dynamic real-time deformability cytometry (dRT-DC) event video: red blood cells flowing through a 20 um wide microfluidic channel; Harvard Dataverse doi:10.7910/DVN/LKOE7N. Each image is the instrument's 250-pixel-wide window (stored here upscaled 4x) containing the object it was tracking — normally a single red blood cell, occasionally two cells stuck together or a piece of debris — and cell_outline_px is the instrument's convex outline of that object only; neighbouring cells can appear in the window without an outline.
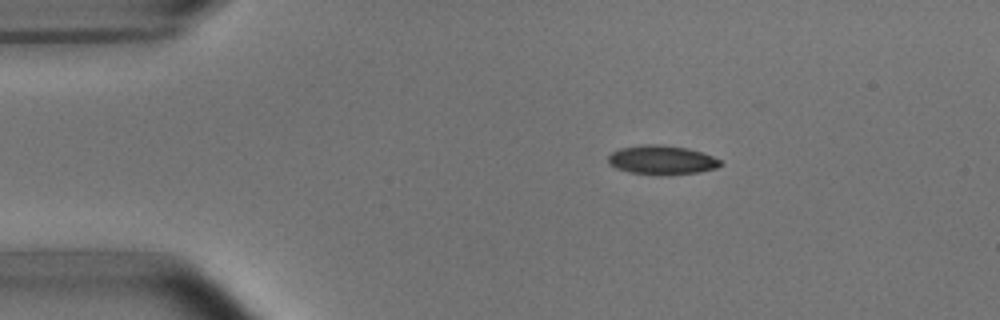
{"species": "common noctule bat (a hibernating species)", "species_latin": "Nyctalus noctula", "temperature_condition": "room temperature", "stored_images_in_passage": 9, "camera_frame_rate_fps": 3000, "um_per_image_px": 0.085, "animal": {"sex": "male", "body_mass_g": 15.6}, "frame": {"image": 1, "passage_image": 2, "time_ms": 2.0, "image_size_px": [1000, 320], "cell_outline_px": [[724, 164], [716, 168], [700, 172], [660, 176], [656, 176], [628, 172], [616, 168], [608, 164], [608, 156], [612, 152], [620, 148], [644, 144], [664, 144], [688, 148], [712, 156], [720, 160]], "centroid_in_image_um": [56.24, 13.61], "position_along_channel_um": 28.8, "area_um2": 19.42}}
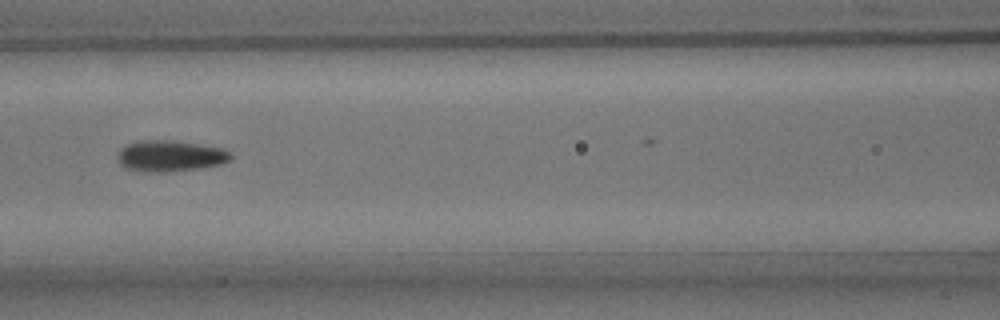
{"frame": {"image": 2, "passage_image": 6, "time_ms": 6.667, "image_size_px": [1000, 320], "cell_outline_px": [[232, 160], [224, 164], [200, 168], [168, 172], [148, 172], [124, 168], [120, 164], [116, 156], [120, 148], [124, 144], [140, 140], [172, 140], [224, 148], [232, 152]], "centroid_in_image_um": [14.48, 13.25], "position_along_channel_um": 152.1, "area_um2": 21.04}}
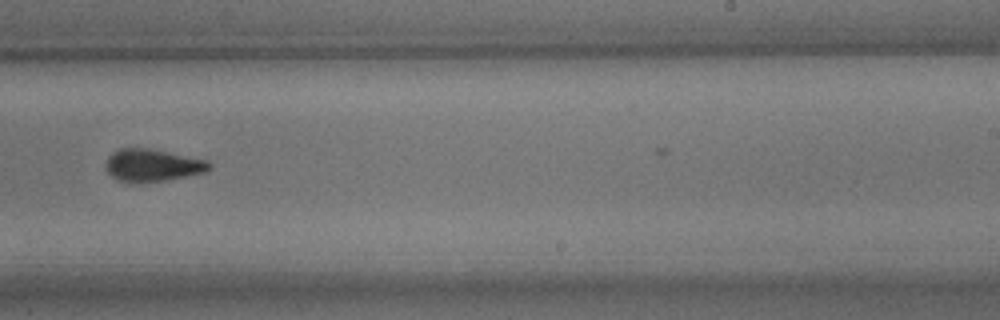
{"frame": {"image": 3, "passage_image": 9, "time_ms": 10.0, "image_size_px": [1000, 320], "cell_outline_px": [[212, 168], [204, 172], [164, 180], [116, 180], [108, 172], [104, 164], [108, 156], [112, 152], [120, 148], [148, 148], [208, 160], [212, 164]], "centroid_in_image_um": [12.96, 14.0], "position_along_channel_um": 276.0, "area_um2": 19.02}}